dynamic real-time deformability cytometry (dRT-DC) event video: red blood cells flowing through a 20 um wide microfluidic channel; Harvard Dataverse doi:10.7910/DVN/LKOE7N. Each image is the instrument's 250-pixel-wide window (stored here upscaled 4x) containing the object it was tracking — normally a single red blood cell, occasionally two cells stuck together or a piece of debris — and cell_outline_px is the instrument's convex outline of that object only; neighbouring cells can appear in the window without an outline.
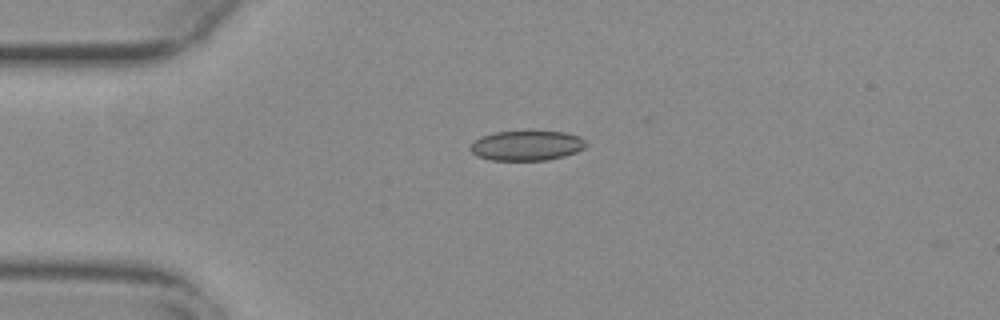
{"species": "common noctule bat (a hibernating species)", "species_latin": "Nyctalus noctula", "temperature_condition": "warm", "stored_images_in_passage": 3, "camera_frame_rate_fps": 3000, "um_per_image_px": 0.085, "animal": {"sex": "female", "body_mass_g": 29.2, "forearm_length_mm": 56.3}, "frame": {"image": 1, "passage_image": 1, "time_ms": 0.0, "image_size_px": [1000, 320], "cell_outline_px": [[588, 144], [584, 148], [576, 152], [564, 156], [548, 160], [492, 160], [476, 156], [468, 148], [480, 136], [496, 132], [532, 128], [564, 132], [580, 136]], "centroid_in_image_um": [44.79, 12.32], "position_along_channel_um": 40.2, "area_um2": 21.04}}